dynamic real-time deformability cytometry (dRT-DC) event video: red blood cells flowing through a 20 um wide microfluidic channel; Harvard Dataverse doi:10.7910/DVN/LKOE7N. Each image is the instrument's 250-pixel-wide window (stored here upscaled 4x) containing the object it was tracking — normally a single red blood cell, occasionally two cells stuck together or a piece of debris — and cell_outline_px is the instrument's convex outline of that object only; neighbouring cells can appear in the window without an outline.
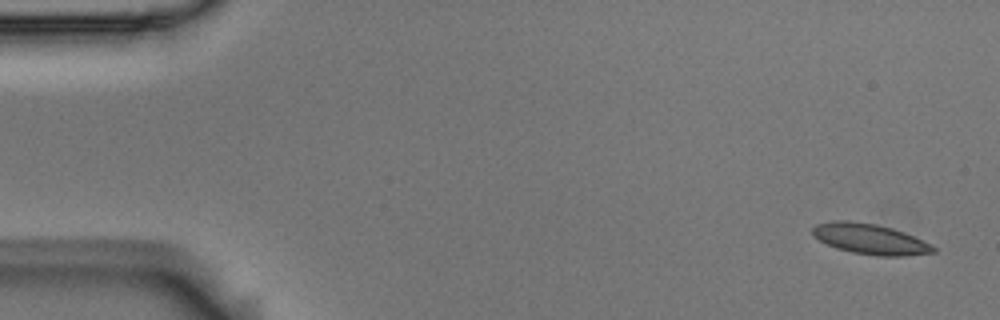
{"species": "Egyptian fruit bat (a non-hibernating species)", "species_latin": "Rousettus aegyptiacus", "temperature_condition": "room temperature", "stored_images_in_passage": 5, "camera_frame_rate_fps": 3000, "um_per_image_px": 0.085, "animal": {"sex": "male"}, "frame": {"image": 1, "passage_image": 1, "time_ms": 0.0, "image_size_px": [1000, 320], "cell_outline_px": [[936, 252], [904, 256], [876, 256], [852, 252], [836, 248], [820, 240], [812, 232], [812, 228], [816, 224], [832, 220], [848, 220], [876, 224], [892, 228], [904, 232], [932, 244], [936, 248]], "centroid_in_image_um": [73.98, 20.31], "position_along_channel_um": 11.0, "area_um2": 21.44}}